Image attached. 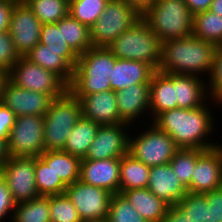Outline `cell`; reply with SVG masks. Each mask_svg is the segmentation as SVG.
I'll return each mask as SVG.
<instances>
[{
    "label": "cell",
    "instance_id": "obj_22",
    "mask_svg": "<svg viewBox=\"0 0 222 222\" xmlns=\"http://www.w3.org/2000/svg\"><path fill=\"white\" fill-rule=\"evenodd\" d=\"M155 72L146 62L115 57V66L110 75L111 90L117 92L139 83H150Z\"/></svg>",
    "mask_w": 222,
    "mask_h": 222
},
{
    "label": "cell",
    "instance_id": "obj_30",
    "mask_svg": "<svg viewBox=\"0 0 222 222\" xmlns=\"http://www.w3.org/2000/svg\"><path fill=\"white\" fill-rule=\"evenodd\" d=\"M11 222H50V196L16 204Z\"/></svg>",
    "mask_w": 222,
    "mask_h": 222
},
{
    "label": "cell",
    "instance_id": "obj_9",
    "mask_svg": "<svg viewBox=\"0 0 222 222\" xmlns=\"http://www.w3.org/2000/svg\"><path fill=\"white\" fill-rule=\"evenodd\" d=\"M10 157H40L44 150V116H18L10 130Z\"/></svg>",
    "mask_w": 222,
    "mask_h": 222
},
{
    "label": "cell",
    "instance_id": "obj_41",
    "mask_svg": "<svg viewBox=\"0 0 222 222\" xmlns=\"http://www.w3.org/2000/svg\"><path fill=\"white\" fill-rule=\"evenodd\" d=\"M20 57L9 32L0 33V69L9 72Z\"/></svg>",
    "mask_w": 222,
    "mask_h": 222
},
{
    "label": "cell",
    "instance_id": "obj_47",
    "mask_svg": "<svg viewBox=\"0 0 222 222\" xmlns=\"http://www.w3.org/2000/svg\"><path fill=\"white\" fill-rule=\"evenodd\" d=\"M189 11L195 15L196 13L209 10L213 0H184Z\"/></svg>",
    "mask_w": 222,
    "mask_h": 222
},
{
    "label": "cell",
    "instance_id": "obj_48",
    "mask_svg": "<svg viewBox=\"0 0 222 222\" xmlns=\"http://www.w3.org/2000/svg\"><path fill=\"white\" fill-rule=\"evenodd\" d=\"M127 5L134 7L140 14L154 4L156 0H121Z\"/></svg>",
    "mask_w": 222,
    "mask_h": 222
},
{
    "label": "cell",
    "instance_id": "obj_1",
    "mask_svg": "<svg viewBox=\"0 0 222 222\" xmlns=\"http://www.w3.org/2000/svg\"><path fill=\"white\" fill-rule=\"evenodd\" d=\"M208 103L210 102L207 101L205 105L194 109L174 108L164 111L158 114L151 123L169 134L179 149L214 148L220 144L209 138L213 136V131L217 130L213 128L216 127V124L214 126L216 121L214 122V115L209 108L211 105Z\"/></svg>",
    "mask_w": 222,
    "mask_h": 222
},
{
    "label": "cell",
    "instance_id": "obj_4",
    "mask_svg": "<svg viewBox=\"0 0 222 222\" xmlns=\"http://www.w3.org/2000/svg\"><path fill=\"white\" fill-rule=\"evenodd\" d=\"M141 18L161 43L192 35L193 14L184 0H156L141 14Z\"/></svg>",
    "mask_w": 222,
    "mask_h": 222
},
{
    "label": "cell",
    "instance_id": "obj_45",
    "mask_svg": "<svg viewBox=\"0 0 222 222\" xmlns=\"http://www.w3.org/2000/svg\"><path fill=\"white\" fill-rule=\"evenodd\" d=\"M19 0H0V33L9 30L10 16Z\"/></svg>",
    "mask_w": 222,
    "mask_h": 222
},
{
    "label": "cell",
    "instance_id": "obj_10",
    "mask_svg": "<svg viewBox=\"0 0 222 222\" xmlns=\"http://www.w3.org/2000/svg\"><path fill=\"white\" fill-rule=\"evenodd\" d=\"M9 80L30 91L51 95L53 98L62 96L68 85L55 73L20 57L9 71Z\"/></svg>",
    "mask_w": 222,
    "mask_h": 222
},
{
    "label": "cell",
    "instance_id": "obj_32",
    "mask_svg": "<svg viewBox=\"0 0 222 222\" xmlns=\"http://www.w3.org/2000/svg\"><path fill=\"white\" fill-rule=\"evenodd\" d=\"M36 186L40 196L63 194L67 186L56 175L52 164H47L41 157H35Z\"/></svg>",
    "mask_w": 222,
    "mask_h": 222
},
{
    "label": "cell",
    "instance_id": "obj_37",
    "mask_svg": "<svg viewBox=\"0 0 222 222\" xmlns=\"http://www.w3.org/2000/svg\"><path fill=\"white\" fill-rule=\"evenodd\" d=\"M50 222H83L69 197L63 193L50 196Z\"/></svg>",
    "mask_w": 222,
    "mask_h": 222
},
{
    "label": "cell",
    "instance_id": "obj_42",
    "mask_svg": "<svg viewBox=\"0 0 222 222\" xmlns=\"http://www.w3.org/2000/svg\"><path fill=\"white\" fill-rule=\"evenodd\" d=\"M208 202L205 222H222V187L205 193Z\"/></svg>",
    "mask_w": 222,
    "mask_h": 222
},
{
    "label": "cell",
    "instance_id": "obj_23",
    "mask_svg": "<svg viewBox=\"0 0 222 222\" xmlns=\"http://www.w3.org/2000/svg\"><path fill=\"white\" fill-rule=\"evenodd\" d=\"M177 108L194 109L209 100L207 80L195 75L173 74Z\"/></svg>",
    "mask_w": 222,
    "mask_h": 222
},
{
    "label": "cell",
    "instance_id": "obj_36",
    "mask_svg": "<svg viewBox=\"0 0 222 222\" xmlns=\"http://www.w3.org/2000/svg\"><path fill=\"white\" fill-rule=\"evenodd\" d=\"M106 222H148L135 210L126 198L120 194H113Z\"/></svg>",
    "mask_w": 222,
    "mask_h": 222
},
{
    "label": "cell",
    "instance_id": "obj_14",
    "mask_svg": "<svg viewBox=\"0 0 222 222\" xmlns=\"http://www.w3.org/2000/svg\"><path fill=\"white\" fill-rule=\"evenodd\" d=\"M41 26L42 23L22 0L14 5L8 32L21 57L39 43Z\"/></svg>",
    "mask_w": 222,
    "mask_h": 222
},
{
    "label": "cell",
    "instance_id": "obj_43",
    "mask_svg": "<svg viewBox=\"0 0 222 222\" xmlns=\"http://www.w3.org/2000/svg\"><path fill=\"white\" fill-rule=\"evenodd\" d=\"M15 206L16 202L12 197L6 181L3 177H0V222L6 220L5 218L7 217V219H9L10 216V220H12Z\"/></svg>",
    "mask_w": 222,
    "mask_h": 222
},
{
    "label": "cell",
    "instance_id": "obj_46",
    "mask_svg": "<svg viewBox=\"0 0 222 222\" xmlns=\"http://www.w3.org/2000/svg\"><path fill=\"white\" fill-rule=\"evenodd\" d=\"M160 222H191L187 213L178 206H169L165 217Z\"/></svg>",
    "mask_w": 222,
    "mask_h": 222
},
{
    "label": "cell",
    "instance_id": "obj_49",
    "mask_svg": "<svg viewBox=\"0 0 222 222\" xmlns=\"http://www.w3.org/2000/svg\"><path fill=\"white\" fill-rule=\"evenodd\" d=\"M9 82V72L4 69H0V103L2 102V96L6 84Z\"/></svg>",
    "mask_w": 222,
    "mask_h": 222
},
{
    "label": "cell",
    "instance_id": "obj_50",
    "mask_svg": "<svg viewBox=\"0 0 222 222\" xmlns=\"http://www.w3.org/2000/svg\"><path fill=\"white\" fill-rule=\"evenodd\" d=\"M9 157L7 143L3 140H0V166H2Z\"/></svg>",
    "mask_w": 222,
    "mask_h": 222
},
{
    "label": "cell",
    "instance_id": "obj_29",
    "mask_svg": "<svg viewBox=\"0 0 222 222\" xmlns=\"http://www.w3.org/2000/svg\"><path fill=\"white\" fill-rule=\"evenodd\" d=\"M192 35L216 46L222 45V16L210 10L196 13L193 15Z\"/></svg>",
    "mask_w": 222,
    "mask_h": 222
},
{
    "label": "cell",
    "instance_id": "obj_3",
    "mask_svg": "<svg viewBox=\"0 0 222 222\" xmlns=\"http://www.w3.org/2000/svg\"><path fill=\"white\" fill-rule=\"evenodd\" d=\"M115 56L107 47L89 48L79 56L68 89L74 95H90L111 90L110 75Z\"/></svg>",
    "mask_w": 222,
    "mask_h": 222
},
{
    "label": "cell",
    "instance_id": "obj_13",
    "mask_svg": "<svg viewBox=\"0 0 222 222\" xmlns=\"http://www.w3.org/2000/svg\"><path fill=\"white\" fill-rule=\"evenodd\" d=\"M130 124L100 125L84 159H121L129 153Z\"/></svg>",
    "mask_w": 222,
    "mask_h": 222
},
{
    "label": "cell",
    "instance_id": "obj_2",
    "mask_svg": "<svg viewBox=\"0 0 222 222\" xmlns=\"http://www.w3.org/2000/svg\"><path fill=\"white\" fill-rule=\"evenodd\" d=\"M216 48L214 43L198 39L193 35L164 41L161 43L157 71L202 78L208 75L207 80L212 71Z\"/></svg>",
    "mask_w": 222,
    "mask_h": 222
},
{
    "label": "cell",
    "instance_id": "obj_28",
    "mask_svg": "<svg viewBox=\"0 0 222 222\" xmlns=\"http://www.w3.org/2000/svg\"><path fill=\"white\" fill-rule=\"evenodd\" d=\"M40 157L52 164L56 175L66 185H71L80 178L81 159L69 153L60 151H44Z\"/></svg>",
    "mask_w": 222,
    "mask_h": 222
},
{
    "label": "cell",
    "instance_id": "obj_44",
    "mask_svg": "<svg viewBox=\"0 0 222 222\" xmlns=\"http://www.w3.org/2000/svg\"><path fill=\"white\" fill-rule=\"evenodd\" d=\"M16 115L11 109L0 103V140L8 142L10 130L15 123Z\"/></svg>",
    "mask_w": 222,
    "mask_h": 222
},
{
    "label": "cell",
    "instance_id": "obj_20",
    "mask_svg": "<svg viewBox=\"0 0 222 222\" xmlns=\"http://www.w3.org/2000/svg\"><path fill=\"white\" fill-rule=\"evenodd\" d=\"M120 118L131 126L150 113V83H139L115 92Z\"/></svg>",
    "mask_w": 222,
    "mask_h": 222
},
{
    "label": "cell",
    "instance_id": "obj_51",
    "mask_svg": "<svg viewBox=\"0 0 222 222\" xmlns=\"http://www.w3.org/2000/svg\"><path fill=\"white\" fill-rule=\"evenodd\" d=\"M209 10L217 15L222 16V0H213Z\"/></svg>",
    "mask_w": 222,
    "mask_h": 222
},
{
    "label": "cell",
    "instance_id": "obj_34",
    "mask_svg": "<svg viewBox=\"0 0 222 222\" xmlns=\"http://www.w3.org/2000/svg\"><path fill=\"white\" fill-rule=\"evenodd\" d=\"M109 0H69V14L89 28L99 19Z\"/></svg>",
    "mask_w": 222,
    "mask_h": 222
},
{
    "label": "cell",
    "instance_id": "obj_26",
    "mask_svg": "<svg viewBox=\"0 0 222 222\" xmlns=\"http://www.w3.org/2000/svg\"><path fill=\"white\" fill-rule=\"evenodd\" d=\"M99 127L98 123L81 116L69 133L62 151L84 159Z\"/></svg>",
    "mask_w": 222,
    "mask_h": 222
},
{
    "label": "cell",
    "instance_id": "obj_40",
    "mask_svg": "<svg viewBox=\"0 0 222 222\" xmlns=\"http://www.w3.org/2000/svg\"><path fill=\"white\" fill-rule=\"evenodd\" d=\"M207 89L211 102L222 104V45L217 46L212 71L207 80Z\"/></svg>",
    "mask_w": 222,
    "mask_h": 222
},
{
    "label": "cell",
    "instance_id": "obj_5",
    "mask_svg": "<svg viewBox=\"0 0 222 222\" xmlns=\"http://www.w3.org/2000/svg\"><path fill=\"white\" fill-rule=\"evenodd\" d=\"M81 116V101L69 89L54 98L44 115V150H63L69 133Z\"/></svg>",
    "mask_w": 222,
    "mask_h": 222
},
{
    "label": "cell",
    "instance_id": "obj_27",
    "mask_svg": "<svg viewBox=\"0 0 222 222\" xmlns=\"http://www.w3.org/2000/svg\"><path fill=\"white\" fill-rule=\"evenodd\" d=\"M149 173V166L129 153L124 155L120 163V194L126 190L147 188Z\"/></svg>",
    "mask_w": 222,
    "mask_h": 222
},
{
    "label": "cell",
    "instance_id": "obj_21",
    "mask_svg": "<svg viewBox=\"0 0 222 222\" xmlns=\"http://www.w3.org/2000/svg\"><path fill=\"white\" fill-rule=\"evenodd\" d=\"M147 188L169 206L177 205L188 192L169 163L150 167Z\"/></svg>",
    "mask_w": 222,
    "mask_h": 222
},
{
    "label": "cell",
    "instance_id": "obj_15",
    "mask_svg": "<svg viewBox=\"0 0 222 222\" xmlns=\"http://www.w3.org/2000/svg\"><path fill=\"white\" fill-rule=\"evenodd\" d=\"M222 187V143L197 157L189 192L205 194Z\"/></svg>",
    "mask_w": 222,
    "mask_h": 222
},
{
    "label": "cell",
    "instance_id": "obj_39",
    "mask_svg": "<svg viewBox=\"0 0 222 222\" xmlns=\"http://www.w3.org/2000/svg\"><path fill=\"white\" fill-rule=\"evenodd\" d=\"M177 205L187 213L191 222H205L206 208H208L205 194L188 191Z\"/></svg>",
    "mask_w": 222,
    "mask_h": 222
},
{
    "label": "cell",
    "instance_id": "obj_31",
    "mask_svg": "<svg viewBox=\"0 0 222 222\" xmlns=\"http://www.w3.org/2000/svg\"><path fill=\"white\" fill-rule=\"evenodd\" d=\"M62 35L71 49L78 55H82L92 47L90 40V28L80 23L70 14L62 19Z\"/></svg>",
    "mask_w": 222,
    "mask_h": 222
},
{
    "label": "cell",
    "instance_id": "obj_24",
    "mask_svg": "<svg viewBox=\"0 0 222 222\" xmlns=\"http://www.w3.org/2000/svg\"><path fill=\"white\" fill-rule=\"evenodd\" d=\"M177 108L172 73L156 71L150 81V113L152 121L158 114Z\"/></svg>",
    "mask_w": 222,
    "mask_h": 222
},
{
    "label": "cell",
    "instance_id": "obj_8",
    "mask_svg": "<svg viewBox=\"0 0 222 222\" xmlns=\"http://www.w3.org/2000/svg\"><path fill=\"white\" fill-rule=\"evenodd\" d=\"M150 124L137 137L130 135L129 154L149 167L167 164L179 148L169 134Z\"/></svg>",
    "mask_w": 222,
    "mask_h": 222
},
{
    "label": "cell",
    "instance_id": "obj_33",
    "mask_svg": "<svg viewBox=\"0 0 222 222\" xmlns=\"http://www.w3.org/2000/svg\"><path fill=\"white\" fill-rule=\"evenodd\" d=\"M42 24L57 23L69 14V0H22Z\"/></svg>",
    "mask_w": 222,
    "mask_h": 222
},
{
    "label": "cell",
    "instance_id": "obj_38",
    "mask_svg": "<svg viewBox=\"0 0 222 222\" xmlns=\"http://www.w3.org/2000/svg\"><path fill=\"white\" fill-rule=\"evenodd\" d=\"M39 43L54 52H74L62 35V19L57 23L42 24Z\"/></svg>",
    "mask_w": 222,
    "mask_h": 222
},
{
    "label": "cell",
    "instance_id": "obj_17",
    "mask_svg": "<svg viewBox=\"0 0 222 222\" xmlns=\"http://www.w3.org/2000/svg\"><path fill=\"white\" fill-rule=\"evenodd\" d=\"M120 163L121 159H81L79 180L112 194L120 193Z\"/></svg>",
    "mask_w": 222,
    "mask_h": 222
},
{
    "label": "cell",
    "instance_id": "obj_25",
    "mask_svg": "<svg viewBox=\"0 0 222 222\" xmlns=\"http://www.w3.org/2000/svg\"><path fill=\"white\" fill-rule=\"evenodd\" d=\"M148 222H160L169 205L157 198L148 188L126 190L121 193Z\"/></svg>",
    "mask_w": 222,
    "mask_h": 222
},
{
    "label": "cell",
    "instance_id": "obj_6",
    "mask_svg": "<svg viewBox=\"0 0 222 222\" xmlns=\"http://www.w3.org/2000/svg\"><path fill=\"white\" fill-rule=\"evenodd\" d=\"M107 48L116 58L146 62L158 70L161 42L142 18Z\"/></svg>",
    "mask_w": 222,
    "mask_h": 222
},
{
    "label": "cell",
    "instance_id": "obj_12",
    "mask_svg": "<svg viewBox=\"0 0 222 222\" xmlns=\"http://www.w3.org/2000/svg\"><path fill=\"white\" fill-rule=\"evenodd\" d=\"M2 177L16 204L40 196L36 186L35 157H9L2 165Z\"/></svg>",
    "mask_w": 222,
    "mask_h": 222
},
{
    "label": "cell",
    "instance_id": "obj_35",
    "mask_svg": "<svg viewBox=\"0 0 222 222\" xmlns=\"http://www.w3.org/2000/svg\"><path fill=\"white\" fill-rule=\"evenodd\" d=\"M202 149H178L169 164L180 182L187 188L192 179L198 155Z\"/></svg>",
    "mask_w": 222,
    "mask_h": 222
},
{
    "label": "cell",
    "instance_id": "obj_19",
    "mask_svg": "<svg viewBox=\"0 0 222 222\" xmlns=\"http://www.w3.org/2000/svg\"><path fill=\"white\" fill-rule=\"evenodd\" d=\"M30 62L58 75L68 86L71 84L74 68L79 56L75 52H54L38 43L25 56Z\"/></svg>",
    "mask_w": 222,
    "mask_h": 222
},
{
    "label": "cell",
    "instance_id": "obj_52",
    "mask_svg": "<svg viewBox=\"0 0 222 222\" xmlns=\"http://www.w3.org/2000/svg\"><path fill=\"white\" fill-rule=\"evenodd\" d=\"M0 177H2V166H0Z\"/></svg>",
    "mask_w": 222,
    "mask_h": 222
},
{
    "label": "cell",
    "instance_id": "obj_7",
    "mask_svg": "<svg viewBox=\"0 0 222 222\" xmlns=\"http://www.w3.org/2000/svg\"><path fill=\"white\" fill-rule=\"evenodd\" d=\"M140 18L141 14L124 1L109 0L99 19L90 27L92 46H109Z\"/></svg>",
    "mask_w": 222,
    "mask_h": 222
},
{
    "label": "cell",
    "instance_id": "obj_16",
    "mask_svg": "<svg viewBox=\"0 0 222 222\" xmlns=\"http://www.w3.org/2000/svg\"><path fill=\"white\" fill-rule=\"evenodd\" d=\"M54 98L51 95L30 91L13 84H6L2 96V104L18 116L42 115L49 110Z\"/></svg>",
    "mask_w": 222,
    "mask_h": 222
},
{
    "label": "cell",
    "instance_id": "obj_18",
    "mask_svg": "<svg viewBox=\"0 0 222 222\" xmlns=\"http://www.w3.org/2000/svg\"><path fill=\"white\" fill-rule=\"evenodd\" d=\"M82 105V116L99 125L125 123L119 115L116 94L113 90L90 95H75Z\"/></svg>",
    "mask_w": 222,
    "mask_h": 222
},
{
    "label": "cell",
    "instance_id": "obj_11",
    "mask_svg": "<svg viewBox=\"0 0 222 222\" xmlns=\"http://www.w3.org/2000/svg\"><path fill=\"white\" fill-rule=\"evenodd\" d=\"M65 194L83 222H106L113 196L111 192L77 180L67 186Z\"/></svg>",
    "mask_w": 222,
    "mask_h": 222
}]
</instances>
